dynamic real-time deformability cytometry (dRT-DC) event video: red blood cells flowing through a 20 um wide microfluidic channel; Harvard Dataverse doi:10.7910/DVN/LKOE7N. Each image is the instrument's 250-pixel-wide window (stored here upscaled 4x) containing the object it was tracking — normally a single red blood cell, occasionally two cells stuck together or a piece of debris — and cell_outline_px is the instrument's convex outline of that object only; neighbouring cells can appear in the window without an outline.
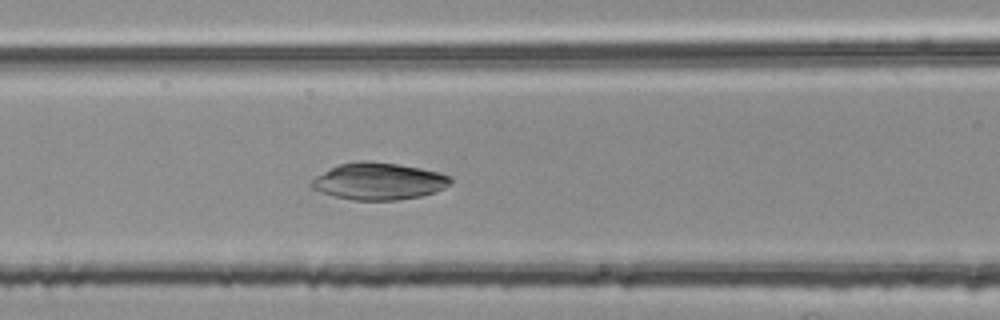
{"species": "common noctule bat (a hibernating species)", "species_latin": "Nyctalus noctula", "temperature_condition": "room temperature", "stored_images_in_passage": 51, "camera_frame_rate_fps": 3000, "um_per_image_px": 0.085, "animal": {"sex": "female", "body_mass_g": 25.1}, "frame": {"image": 1, "passage_image": 23, "time_ms": 7.333, "image_size_px": [1000, 320], "cell_outline_px": [[452, 184], [436, 192], [420, 196], [396, 200], [352, 200], [320, 192], [312, 188], [308, 184], [316, 176], [340, 164], [360, 160], [368, 160], [400, 164], [440, 172], [452, 176]], "centroid_in_image_um": [32.23, 15.4], "position_along_channel_um": 134.4, "area_um2": 30.11}}
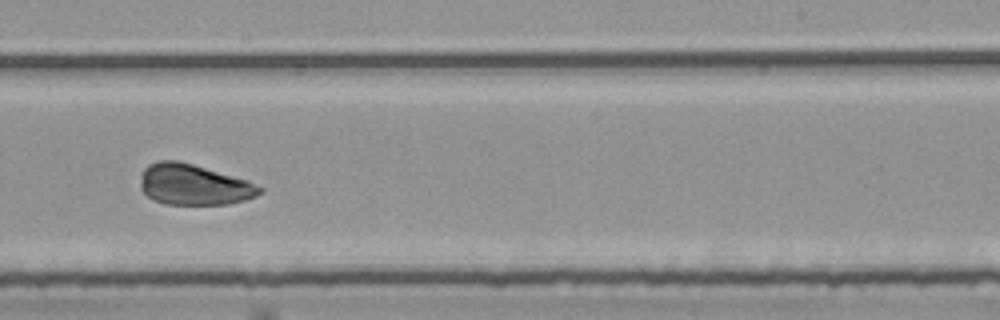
{"frame": {"image": 2, "passage_image": 34, "time_ms": 11.0, "image_size_px": [1000, 320], "cell_outline_px": [[264, 192], [256, 196], [244, 200], [228, 204], [164, 204], [152, 200], [140, 188], [140, 176], [144, 168], [148, 164], [156, 160], [176, 160], [192, 164], [248, 180], [264, 188]], "centroid_in_image_um": [16.46, 15.69], "position_along_channel_um": 272.5, "area_um2": 28.55}}
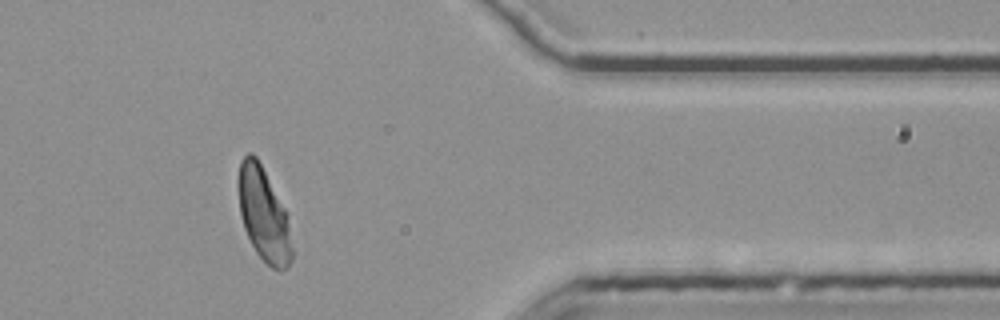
{"frame": {"image": 3, "passage_image": 45, "time_ms": 14.667, "image_size_px": [1000, 320], "cell_outline_px": [[292, 260], [280, 272], [272, 268], [256, 252], [244, 228], [240, 216], [240, 160], [248, 152], [252, 152], [256, 156], [288, 212], [292, 248]], "centroid_in_image_um": [22.45, 18.25], "position_along_channel_um": 388.9, "area_um2": 28.9}}